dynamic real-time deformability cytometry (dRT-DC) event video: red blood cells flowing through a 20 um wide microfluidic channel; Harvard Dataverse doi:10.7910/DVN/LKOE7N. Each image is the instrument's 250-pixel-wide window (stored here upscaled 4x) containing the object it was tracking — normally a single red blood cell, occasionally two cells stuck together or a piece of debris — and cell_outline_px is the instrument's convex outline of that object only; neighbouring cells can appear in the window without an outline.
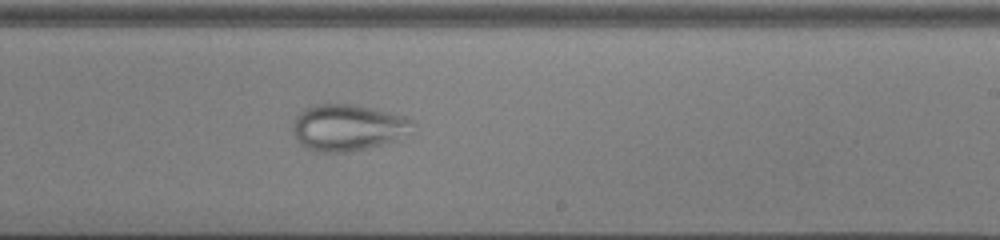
{"species": "common noctule bat (a hibernating species)", "species_latin": "Nyctalus noctula", "temperature_condition": "cold", "stored_images_in_passage": 48, "camera_frame_rate_fps": 3000, "um_per_image_px": 0.085, "animal": {"sex": "male", "body_mass_g": 13.0, "forearm_length_mm": 53.1}, "frame": {"image": 1, "passage_image": 29, "time_ms": 9.333, "image_size_px": [1000, 240], "cell_outline_px": [[416, 124], [396, 140], [348, 152], [312, 152], [300, 144], [292, 128], [296, 116], [304, 108], [316, 104], [352, 104], [376, 108], [408, 116]], "centroid_in_image_um": [29.55, 10.82], "position_along_channel_um": 259.4, "area_um2": 32.48}}